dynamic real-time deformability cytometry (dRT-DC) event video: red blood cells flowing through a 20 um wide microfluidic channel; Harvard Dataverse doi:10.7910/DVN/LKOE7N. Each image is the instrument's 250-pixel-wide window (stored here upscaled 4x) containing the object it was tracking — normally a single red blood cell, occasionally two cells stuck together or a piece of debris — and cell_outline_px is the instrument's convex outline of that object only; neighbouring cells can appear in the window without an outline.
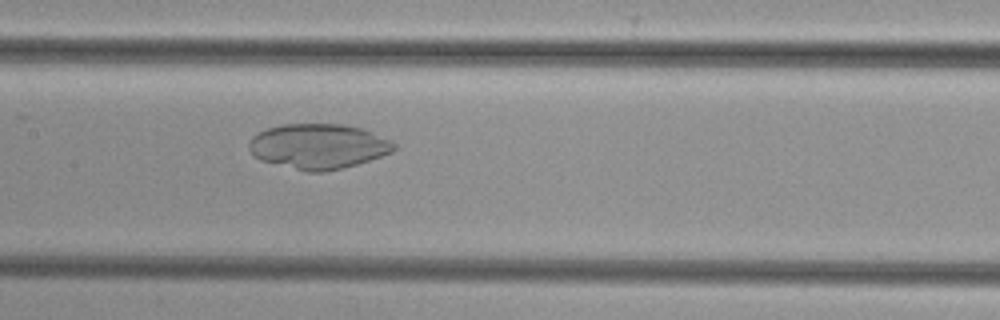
{"species": "common noctule bat (a hibernating species)", "species_latin": "Nyctalus noctula", "temperature_condition": "cold", "stored_images_in_passage": 24, "camera_frame_rate_fps": 3000, "um_per_image_px": 0.085, "animal": {"sex": "female", "body_mass_g": 29.2, "forearm_length_mm": 56.3}, "frame": {"image": 1, "passage_image": 7, "time_ms": 2.0, "image_size_px": [1000, 320], "cell_outline_px": [[396, 148], [392, 152], [356, 164], [324, 172], [308, 172], [260, 160], [248, 148], [248, 144], [252, 136], [256, 132], [280, 124], [344, 124], [364, 128], [392, 140], [396, 144]], "centroid_in_image_um": [27.07, 12.42], "position_along_channel_um": 180.3, "area_um2": 38.21}}
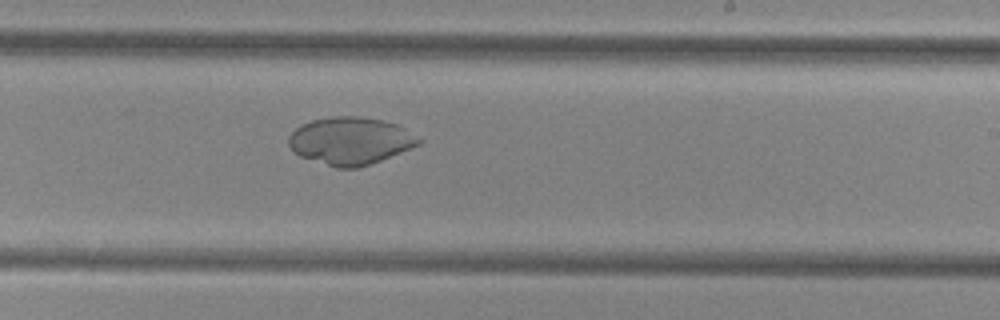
{"frame": {"image": 2, "passage_image": 13, "time_ms": 4.0, "image_size_px": [1000, 320], "cell_outline_px": [[424, 140], [420, 144], [380, 160], [356, 168], [336, 168], [300, 156], [292, 152], [288, 144], [288, 136], [300, 124], [312, 120], [332, 116], [360, 116], [384, 120], [396, 124], [404, 128]], "centroid_in_image_um": [29.75, 11.96], "position_along_channel_um": 259.2, "area_um2": 36.01}}
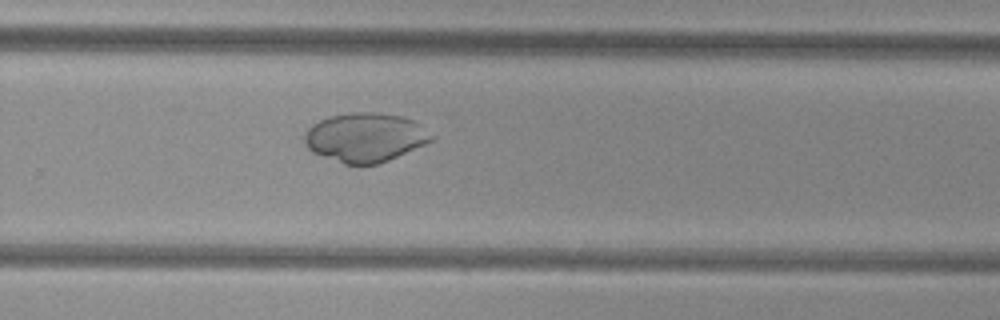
{"frame": {"image": 3, "passage_image": 16, "time_ms": 5.0, "image_size_px": [1000, 320], "cell_outline_px": [[436, 136], [432, 140], [424, 144], [380, 164], [344, 164], [312, 152], [304, 144], [304, 132], [312, 124], [320, 120], [332, 116], [348, 112], [376, 112], [400, 116], [412, 120]], "centroid_in_image_um": [31.01, 11.68], "position_along_channel_um": 298.8, "area_um2": 36.18}}